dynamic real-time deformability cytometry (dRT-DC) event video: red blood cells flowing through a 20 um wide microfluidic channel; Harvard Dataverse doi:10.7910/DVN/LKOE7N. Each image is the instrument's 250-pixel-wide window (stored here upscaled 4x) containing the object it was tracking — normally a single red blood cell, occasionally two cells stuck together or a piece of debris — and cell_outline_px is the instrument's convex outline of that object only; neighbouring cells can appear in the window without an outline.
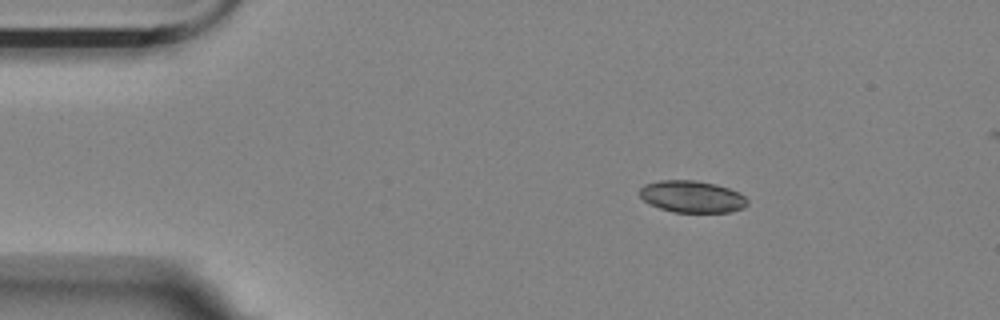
{"species": "Egyptian fruit bat (a non-hibernating species)", "species_latin": "Rousettus aegyptiacus", "temperature_condition": "room temperature", "stored_images_in_passage": 3, "camera_frame_rate_fps": 3000, "um_per_image_px": 0.085, "animal": {"sex": "female"}, "frame": {"image": 1, "passage_image": 1, "time_ms": 0.0, "image_size_px": [1000, 320], "cell_outline_px": [[748, 204], [744, 208], [728, 212], [676, 212], [660, 208], [648, 204], [640, 196], [640, 188], [644, 184], [660, 180], [696, 180], [716, 184], [740, 192], [748, 200]], "centroid_in_image_um": [58.83, 16.71], "position_along_channel_um": 26.2, "area_um2": 20.11}}